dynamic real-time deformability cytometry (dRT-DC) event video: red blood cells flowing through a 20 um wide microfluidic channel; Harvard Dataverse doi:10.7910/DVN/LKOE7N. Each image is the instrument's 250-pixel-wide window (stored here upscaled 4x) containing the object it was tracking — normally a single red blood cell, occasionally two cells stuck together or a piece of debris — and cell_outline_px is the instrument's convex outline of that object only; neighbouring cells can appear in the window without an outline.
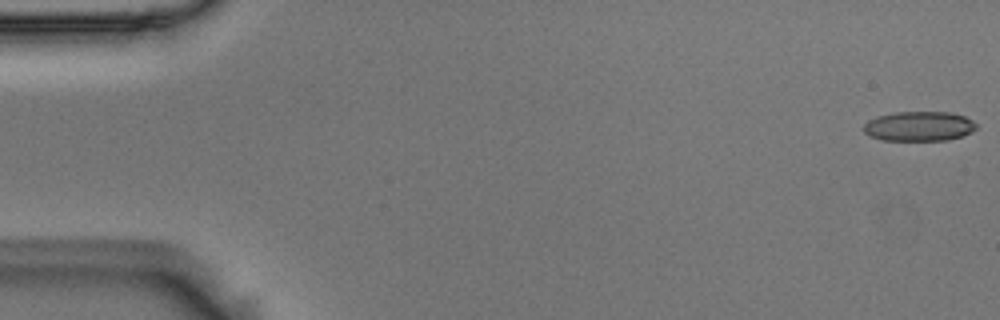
{"species": "Egyptian fruit bat (a non-hibernating species)", "species_latin": "Rousettus aegyptiacus", "temperature_condition": "room temperature", "stored_images_in_passage": 8, "camera_frame_rate_fps": 3000, "um_per_image_px": 0.085, "animal": {"sex": "male"}, "frame": {"image": 1, "passage_image": 1, "time_ms": 0.0, "image_size_px": [1000, 320], "cell_outline_px": [[976, 128], [972, 132], [948, 140], [880, 140], [868, 136], [864, 132], [864, 124], [868, 120], [876, 116], [896, 112], [952, 112], [964, 116], [972, 120], [976, 124]], "centroid_in_image_um": [78.09, 10.73], "position_along_channel_um": 6.9, "area_um2": 19.59}}
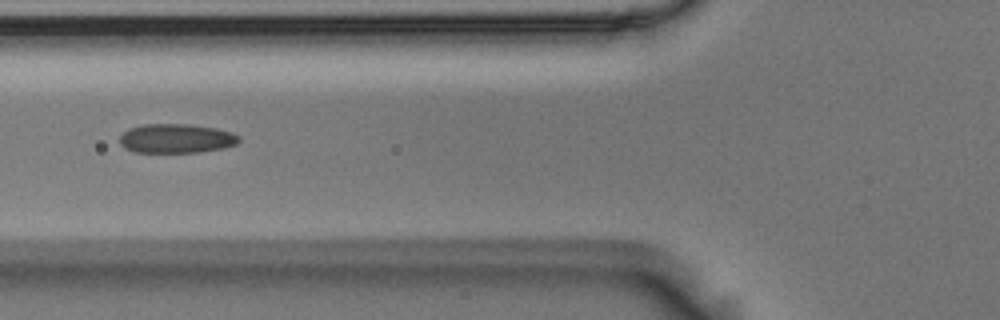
{"frame": {"image": 2, "passage_image": 6, "time_ms": 1.667, "image_size_px": [1000, 320], "cell_outline_px": [[240, 140], [236, 144], [224, 148], [196, 152], [136, 152], [124, 148], [120, 144], [120, 136], [128, 128], [140, 124], [192, 124], [216, 128], [232, 132], [240, 136]], "centroid_in_image_um": [14.98, 11.76], "position_along_channel_um": 110.8, "area_um2": 20.46}}
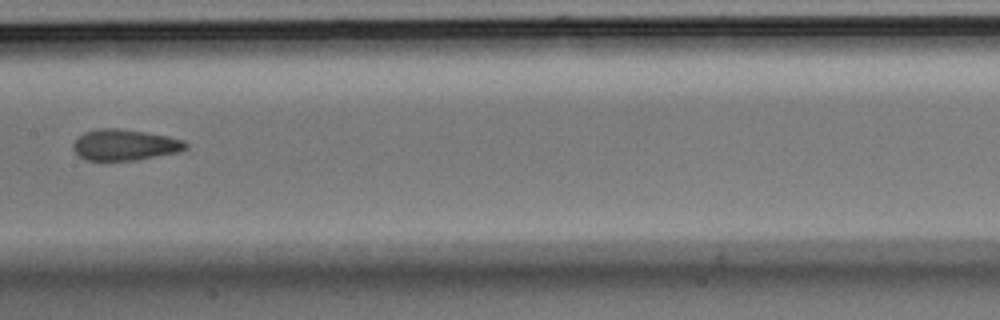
{"frame": {"image": 3, "passage_image": 8, "time_ms": 2.333, "image_size_px": [1000, 320], "cell_outline_px": [[188, 148], [176, 152], [136, 160], [88, 160], [80, 156], [72, 148], [72, 144], [84, 132], [96, 128], [116, 128], [144, 132], [168, 136], [184, 140], [188, 144]], "centroid_in_image_um": [10.6, 12.3], "position_along_channel_um": 196.8, "area_um2": 20.17}}